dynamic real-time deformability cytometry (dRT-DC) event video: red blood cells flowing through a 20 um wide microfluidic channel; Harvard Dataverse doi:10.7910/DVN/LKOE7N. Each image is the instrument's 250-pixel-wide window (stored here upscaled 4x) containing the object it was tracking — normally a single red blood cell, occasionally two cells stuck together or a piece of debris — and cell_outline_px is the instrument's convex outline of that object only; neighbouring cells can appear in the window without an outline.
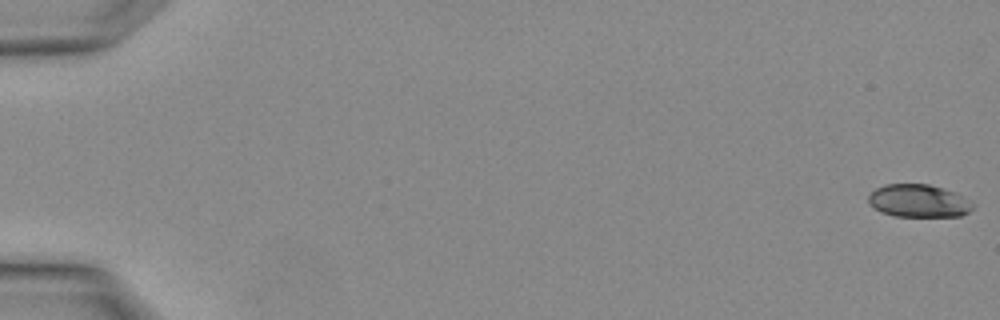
{"species": "Egyptian fruit bat (a non-hibernating species)", "species_latin": "Rousettus aegyptiacus", "temperature_condition": "warm", "stored_images_in_passage": 5, "segment_of_instrument_passage": [1, 2], "camera_frame_rate_fps": 3000, "um_per_image_px": 0.085, "animal": {"sex": "female"}, "frame": {"image": 1, "passage_image": 1, "time_ms": 0.0, "image_size_px": [1000, 320], "cell_outline_px": [[972, 208], [968, 212], [960, 216], [892, 216], [880, 212], [868, 204], [868, 196], [876, 188], [884, 184], [928, 184], [952, 192], [960, 196], [972, 204]], "centroid_in_image_um": [77.98, 17.08], "position_along_channel_um": 7.0, "area_um2": 19.65}}
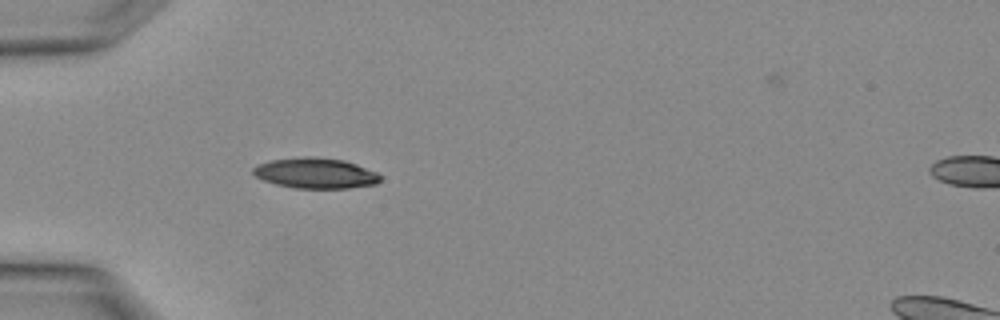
{"frame": {"image": 2, "passage_image": 4, "time_ms": 1.0, "image_size_px": [1000, 320], "cell_outline_px": [[380, 180], [376, 184], [348, 188], [296, 188], [276, 184], [264, 180], [256, 176], [252, 172], [252, 168], [256, 164], [268, 160], [304, 156], [316, 156], [344, 160], [356, 164], [376, 172], [380, 176]], "centroid_in_image_um": [26.78, 14.7], "position_along_channel_um": 58.2, "area_um2": 22.72}}